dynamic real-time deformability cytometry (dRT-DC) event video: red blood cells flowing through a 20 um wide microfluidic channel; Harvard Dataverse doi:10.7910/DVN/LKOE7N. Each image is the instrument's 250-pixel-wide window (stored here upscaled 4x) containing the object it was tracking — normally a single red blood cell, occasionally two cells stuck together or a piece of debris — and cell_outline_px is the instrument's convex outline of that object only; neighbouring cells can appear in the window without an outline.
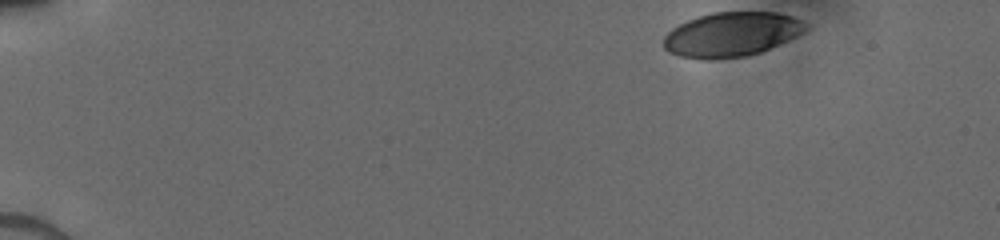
{"species": "human", "species_latin": "Homo sapiens", "temperature_condition": "cold", "stored_images_in_passage": 40, "camera_frame_rate_fps": 3000, "um_per_image_px": 0.085, "donor": {"sex": "male"}, "frame": {"image": 1, "passage_image": 1, "time_ms": 0.0, "image_size_px": [1000, 240], "cell_outline_px": [[812, 24], [804, 32], [796, 36], [760, 52], [748, 56], [712, 60], [704, 60], [680, 56], [668, 52], [664, 48], [664, 36], [672, 28], [688, 20], [712, 12], [776, 12], [792, 16]], "centroid_in_image_um": [62.19, 2.93], "position_along_channel_um": 22.8, "area_um2": 36.99}}
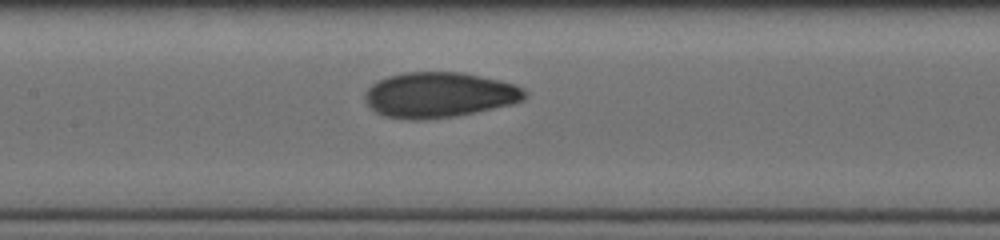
{"frame": {"image": 2, "passage_image": 26, "time_ms": 6.667, "image_size_px": [1000, 240], "cell_outline_px": [[528, 96], [524, 100], [512, 104], [476, 112], [456, 116], [420, 120], [412, 120], [384, 116], [376, 112], [364, 100], [364, 92], [372, 84], [388, 76], [404, 72], [460, 72], [500, 80], [516, 84], [524, 88], [528, 92]], "centroid_in_image_um": [37.36, 8.07], "position_along_channel_um": 170.0, "area_um2": 42.48}}
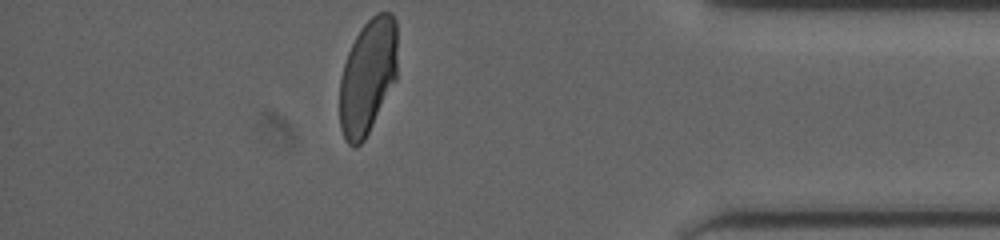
{"frame": {"image": 3, "passage_image": 40, "time_ms": 13.0, "image_size_px": [1000, 240], "cell_outline_px": [[396, 80], [364, 140], [356, 148], [352, 148], [344, 140], [340, 128], [340, 80], [344, 64], [348, 52], [360, 28], [376, 12], [392, 12], [396, 20]], "centroid_in_image_um": [31.25, 6.51], "position_along_channel_um": 404.0, "area_um2": 38.84}}